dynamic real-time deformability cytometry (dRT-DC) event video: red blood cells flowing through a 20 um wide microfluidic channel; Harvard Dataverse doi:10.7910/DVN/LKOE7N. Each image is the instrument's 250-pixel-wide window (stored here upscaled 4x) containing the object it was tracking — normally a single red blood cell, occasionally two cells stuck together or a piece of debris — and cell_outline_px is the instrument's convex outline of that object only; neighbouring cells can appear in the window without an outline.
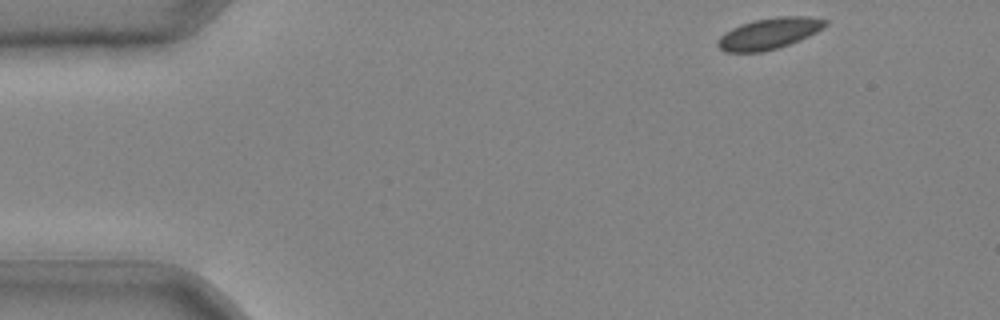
{"species": "common noctule bat (a hibernating species)", "species_latin": "Nyctalus noctula", "temperature_condition": "cold", "stored_images_in_passage": 34, "camera_frame_rate_fps": 3000, "um_per_image_px": 0.085, "animal": {"sex": "male", "body_mass_g": 20.4}, "frame": {"image": 1, "passage_image": 1, "time_ms": 0.0, "image_size_px": [1000, 320], "cell_outline_px": [[828, 24], [824, 28], [800, 40], [776, 48], [760, 52], [724, 52], [716, 44], [716, 40], [724, 32], [740, 24], [756, 20], [780, 16], [808, 16], [828, 20]], "centroid_in_image_um": [65.36, 2.84], "position_along_channel_um": 19.6, "area_um2": 19.54}}
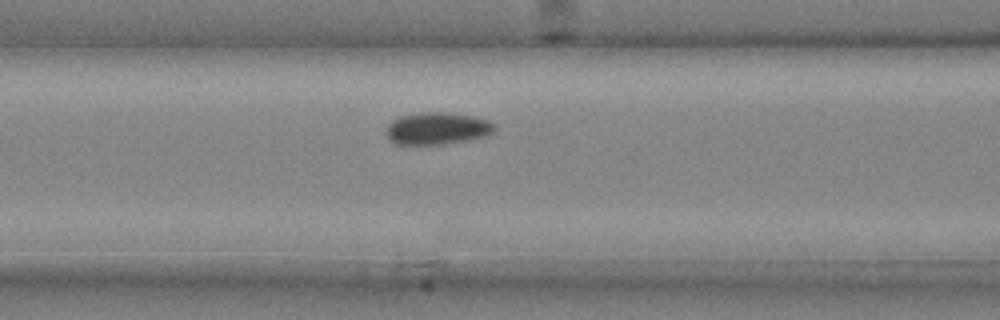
{"frame": {"image": 2, "passage_image": 14, "time_ms": 4.333, "image_size_px": [1000, 320], "cell_outline_px": [[496, 128], [492, 132], [484, 136], [444, 144], [396, 144], [384, 132], [388, 124], [392, 120], [400, 116], [420, 112], [448, 112], [472, 116], [488, 120], [496, 124]], "centroid_in_image_um": [37.15, 10.9], "position_along_channel_um": 129.5, "area_um2": 20.23}}
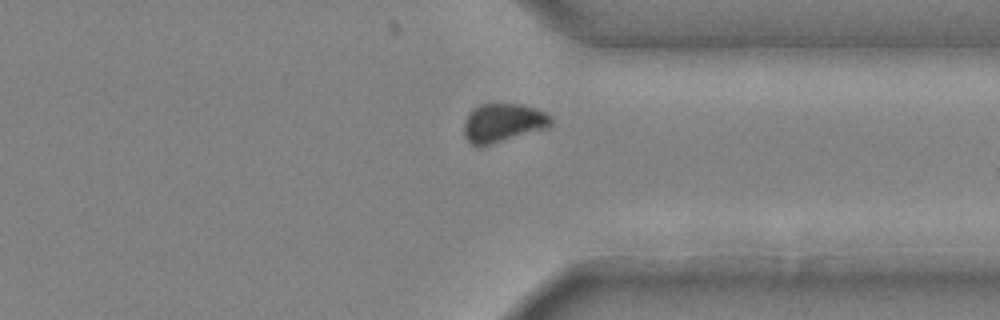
{"frame": {"image": 3, "passage_image": 30, "time_ms": 9.667, "image_size_px": [1000, 320], "cell_outline_px": [[552, 124], [548, 128], [480, 148], [476, 148], [464, 136], [464, 120], [468, 112], [472, 108], [480, 104], [520, 104], [536, 108], [552, 116]], "centroid_in_image_um": [42.73, 10.46], "position_along_channel_um": 368.7, "area_um2": 20.11}}